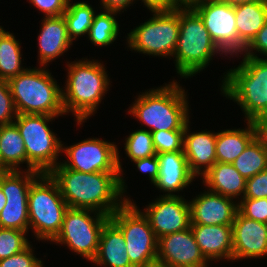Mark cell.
<instances>
[{"mask_svg":"<svg viewBox=\"0 0 267 267\" xmlns=\"http://www.w3.org/2000/svg\"><path fill=\"white\" fill-rule=\"evenodd\" d=\"M142 2L150 11L172 9V0H142Z\"/></svg>","mask_w":267,"mask_h":267,"instance_id":"ee69618b","label":"cell"},{"mask_svg":"<svg viewBox=\"0 0 267 267\" xmlns=\"http://www.w3.org/2000/svg\"><path fill=\"white\" fill-rule=\"evenodd\" d=\"M239 40L247 47L267 21V1L234 6Z\"/></svg>","mask_w":267,"mask_h":267,"instance_id":"484cf974","label":"cell"},{"mask_svg":"<svg viewBox=\"0 0 267 267\" xmlns=\"http://www.w3.org/2000/svg\"><path fill=\"white\" fill-rule=\"evenodd\" d=\"M109 219L110 216L91 209L68 208L61 231L52 242L66 244L70 251L92 262L98 252L102 228Z\"/></svg>","mask_w":267,"mask_h":267,"instance_id":"8fae6325","label":"cell"},{"mask_svg":"<svg viewBox=\"0 0 267 267\" xmlns=\"http://www.w3.org/2000/svg\"><path fill=\"white\" fill-rule=\"evenodd\" d=\"M256 137L253 122L247 121L245 129H226L217 132L216 162L232 164Z\"/></svg>","mask_w":267,"mask_h":267,"instance_id":"d4e9b609","label":"cell"},{"mask_svg":"<svg viewBox=\"0 0 267 267\" xmlns=\"http://www.w3.org/2000/svg\"><path fill=\"white\" fill-rule=\"evenodd\" d=\"M118 12L102 11L95 14L90 26L88 38L95 46H109L119 35V23L115 16Z\"/></svg>","mask_w":267,"mask_h":267,"instance_id":"4dcf8cb0","label":"cell"},{"mask_svg":"<svg viewBox=\"0 0 267 267\" xmlns=\"http://www.w3.org/2000/svg\"><path fill=\"white\" fill-rule=\"evenodd\" d=\"M64 152L68 159L60 163L68 169L84 173L123 172L119 150L114 142L88 138L74 145L62 146Z\"/></svg>","mask_w":267,"mask_h":267,"instance_id":"4fadbf2b","label":"cell"},{"mask_svg":"<svg viewBox=\"0 0 267 267\" xmlns=\"http://www.w3.org/2000/svg\"><path fill=\"white\" fill-rule=\"evenodd\" d=\"M34 250L29 244L24 250L0 260V267H44L43 261L34 256Z\"/></svg>","mask_w":267,"mask_h":267,"instance_id":"8d00e7d4","label":"cell"},{"mask_svg":"<svg viewBox=\"0 0 267 267\" xmlns=\"http://www.w3.org/2000/svg\"><path fill=\"white\" fill-rule=\"evenodd\" d=\"M216 53L223 55L199 14L194 9H179V37L173 55L178 75L185 79L195 76Z\"/></svg>","mask_w":267,"mask_h":267,"instance_id":"8992f818","label":"cell"},{"mask_svg":"<svg viewBox=\"0 0 267 267\" xmlns=\"http://www.w3.org/2000/svg\"><path fill=\"white\" fill-rule=\"evenodd\" d=\"M196 243L207 261H232V225H191Z\"/></svg>","mask_w":267,"mask_h":267,"instance_id":"7402d4cb","label":"cell"},{"mask_svg":"<svg viewBox=\"0 0 267 267\" xmlns=\"http://www.w3.org/2000/svg\"><path fill=\"white\" fill-rule=\"evenodd\" d=\"M0 154L1 172L20 170V164H27L25 144L14 123L0 125Z\"/></svg>","mask_w":267,"mask_h":267,"instance_id":"4316f807","label":"cell"},{"mask_svg":"<svg viewBox=\"0 0 267 267\" xmlns=\"http://www.w3.org/2000/svg\"><path fill=\"white\" fill-rule=\"evenodd\" d=\"M209 0H172V9H194Z\"/></svg>","mask_w":267,"mask_h":267,"instance_id":"f6af8a7d","label":"cell"},{"mask_svg":"<svg viewBox=\"0 0 267 267\" xmlns=\"http://www.w3.org/2000/svg\"><path fill=\"white\" fill-rule=\"evenodd\" d=\"M149 20L128 33V48L151 56L173 57L179 37V9L151 11Z\"/></svg>","mask_w":267,"mask_h":267,"instance_id":"30bf717a","label":"cell"},{"mask_svg":"<svg viewBox=\"0 0 267 267\" xmlns=\"http://www.w3.org/2000/svg\"><path fill=\"white\" fill-rule=\"evenodd\" d=\"M238 202V212L248 219L267 224V198H242Z\"/></svg>","mask_w":267,"mask_h":267,"instance_id":"e575fe53","label":"cell"},{"mask_svg":"<svg viewBox=\"0 0 267 267\" xmlns=\"http://www.w3.org/2000/svg\"><path fill=\"white\" fill-rule=\"evenodd\" d=\"M232 164L245 180L250 179L267 169V150L255 137Z\"/></svg>","mask_w":267,"mask_h":267,"instance_id":"f1b7e54d","label":"cell"},{"mask_svg":"<svg viewBox=\"0 0 267 267\" xmlns=\"http://www.w3.org/2000/svg\"><path fill=\"white\" fill-rule=\"evenodd\" d=\"M9 87L17 114H65L62 89L46 68H27L11 78Z\"/></svg>","mask_w":267,"mask_h":267,"instance_id":"5b68a950","label":"cell"},{"mask_svg":"<svg viewBox=\"0 0 267 267\" xmlns=\"http://www.w3.org/2000/svg\"><path fill=\"white\" fill-rule=\"evenodd\" d=\"M156 156L159 162V175L153 185L161 191L167 192L165 196H176V192L189 187L196 178L190 172L183 151L159 153Z\"/></svg>","mask_w":267,"mask_h":267,"instance_id":"ffe728a7","label":"cell"},{"mask_svg":"<svg viewBox=\"0 0 267 267\" xmlns=\"http://www.w3.org/2000/svg\"><path fill=\"white\" fill-rule=\"evenodd\" d=\"M223 3H227L230 6H238L245 3L258 2V1H267V0H218Z\"/></svg>","mask_w":267,"mask_h":267,"instance_id":"bcb514c9","label":"cell"},{"mask_svg":"<svg viewBox=\"0 0 267 267\" xmlns=\"http://www.w3.org/2000/svg\"><path fill=\"white\" fill-rule=\"evenodd\" d=\"M70 1L68 0L63 16L67 23L68 36L73 42L79 36L88 35L96 13L93 7L84 1L76 3Z\"/></svg>","mask_w":267,"mask_h":267,"instance_id":"f546056e","label":"cell"},{"mask_svg":"<svg viewBox=\"0 0 267 267\" xmlns=\"http://www.w3.org/2000/svg\"><path fill=\"white\" fill-rule=\"evenodd\" d=\"M203 183L210 191L220 195L241 199L245 195L246 180L233 164L216 162L202 177Z\"/></svg>","mask_w":267,"mask_h":267,"instance_id":"cb8c5ba5","label":"cell"},{"mask_svg":"<svg viewBox=\"0 0 267 267\" xmlns=\"http://www.w3.org/2000/svg\"><path fill=\"white\" fill-rule=\"evenodd\" d=\"M133 200H126L110 220L121 230L126 251L134 267H145L157 260L158 238L149 219Z\"/></svg>","mask_w":267,"mask_h":267,"instance_id":"9c48e42d","label":"cell"},{"mask_svg":"<svg viewBox=\"0 0 267 267\" xmlns=\"http://www.w3.org/2000/svg\"><path fill=\"white\" fill-rule=\"evenodd\" d=\"M145 267H170L169 265L165 264V263H162L158 260L154 261V262H151L149 263L147 266Z\"/></svg>","mask_w":267,"mask_h":267,"instance_id":"7dc6e473","label":"cell"},{"mask_svg":"<svg viewBox=\"0 0 267 267\" xmlns=\"http://www.w3.org/2000/svg\"><path fill=\"white\" fill-rule=\"evenodd\" d=\"M124 150L131 162L150 156H155L152 134L147 129H139L129 134L125 139Z\"/></svg>","mask_w":267,"mask_h":267,"instance_id":"1f68e13d","label":"cell"},{"mask_svg":"<svg viewBox=\"0 0 267 267\" xmlns=\"http://www.w3.org/2000/svg\"><path fill=\"white\" fill-rule=\"evenodd\" d=\"M68 208L56 181L49 173H41L28 193L29 229L38 241L52 242L57 237Z\"/></svg>","mask_w":267,"mask_h":267,"instance_id":"52a82bcc","label":"cell"},{"mask_svg":"<svg viewBox=\"0 0 267 267\" xmlns=\"http://www.w3.org/2000/svg\"><path fill=\"white\" fill-rule=\"evenodd\" d=\"M55 117L58 116L17 114L13 123L25 144L28 168L25 170L49 173L61 162L57 160L64 144L47 125Z\"/></svg>","mask_w":267,"mask_h":267,"instance_id":"ba28073f","label":"cell"},{"mask_svg":"<svg viewBox=\"0 0 267 267\" xmlns=\"http://www.w3.org/2000/svg\"><path fill=\"white\" fill-rule=\"evenodd\" d=\"M137 170L142 173H148L149 180L152 184L156 182L159 175V162L157 156H150L143 159L133 161Z\"/></svg>","mask_w":267,"mask_h":267,"instance_id":"60d3db41","label":"cell"},{"mask_svg":"<svg viewBox=\"0 0 267 267\" xmlns=\"http://www.w3.org/2000/svg\"><path fill=\"white\" fill-rule=\"evenodd\" d=\"M49 174L69 208L91 209L111 216L126 200H130L124 195L126 180L120 172L84 173L59 163Z\"/></svg>","mask_w":267,"mask_h":267,"instance_id":"6da1fadb","label":"cell"},{"mask_svg":"<svg viewBox=\"0 0 267 267\" xmlns=\"http://www.w3.org/2000/svg\"><path fill=\"white\" fill-rule=\"evenodd\" d=\"M243 198H267V169L246 180Z\"/></svg>","mask_w":267,"mask_h":267,"instance_id":"74e56055","label":"cell"},{"mask_svg":"<svg viewBox=\"0 0 267 267\" xmlns=\"http://www.w3.org/2000/svg\"><path fill=\"white\" fill-rule=\"evenodd\" d=\"M194 10L203 20L212 41L225 56L243 54L246 46L238 37L234 6L218 0H209L196 6Z\"/></svg>","mask_w":267,"mask_h":267,"instance_id":"5bb4252c","label":"cell"},{"mask_svg":"<svg viewBox=\"0 0 267 267\" xmlns=\"http://www.w3.org/2000/svg\"><path fill=\"white\" fill-rule=\"evenodd\" d=\"M5 204H6V197H5V195L3 194V191L0 188V212L2 211L3 207L5 206Z\"/></svg>","mask_w":267,"mask_h":267,"instance_id":"c3c4849f","label":"cell"},{"mask_svg":"<svg viewBox=\"0 0 267 267\" xmlns=\"http://www.w3.org/2000/svg\"><path fill=\"white\" fill-rule=\"evenodd\" d=\"M189 123L185 125L183 152L190 172L195 177H202L216 163L217 132L203 130L189 133Z\"/></svg>","mask_w":267,"mask_h":267,"instance_id":"d6986e66","label":"cell"},{"mask_svg":"<svg viewBox=\"0 0 267 267\" xmlns=\"http://www.w3.org/2000/svg\"><path fill=\"white\" fill-rule=\"evenodd\" d=\"M253 124L256 131V138L267 150V116L258 117L253 121Z\"/></svg>","mask_w":267,"mask_h":267,"instance_id":"b9f144b4","label":"cell"},{"mask_svg":"<svg viewBox=\"0 0 267 267\" xmlns=\"http://www.w3.org/2000/svg\"><path fill=\"white\" fill-rule=\"evenodd\" d=\"M26 234L23 230L0 228V260L24 250L30 244Z\"/></svg>","mask_w":267,"mask_h":267,"instance_id":"d6a6232c","label":"cell"},{"mask_svg":"<svg viewBox=\"0 0 267 267\" xmlns=\"http://www.w3.org/2000/svg\"><path fill=\"white\" fill-rule=\"evenodd\" d=\"M101 8L104 11H115L120 13L122 10L129 8L130 4L132 5L135 0H100Z\"/></svg>","mask_w":267,"mask_h":267,"instance_id":"7bdbcfd3","label":"cell"},{"mask_svg":"<svg viewBox=\"0 0 267 267\" xmlns=\"http://www.w3.org/2000/svg\"><path fill=\"white\" fill-rule=\"evenodd\" d=\"M156 199L143 209V213L149 219L151 228L158 239L190 228V206L182 195L165 196L163 194Z\"/></svg>","mask_w":267,"mask_h":267,"instance_id":"9a60e30c","label":"cell"},{"mask_svg":"<svg viewBox=\"0 0 267 267\" xmlns=\"http://www.w3.org/2000/svg\"><path fill=\"white\" fill-rule=\"evenodd\" d=\"M257 52L267 58V21L257 33L255 38L251 41V43L246 47L245 51L243 52V56L258 58L256 54Z\"/></svg>","mask_w":267,"mask_h":267,"instance_id":"ab89813d","label":"cell"},{"mask_svg":"<svg viewBox=\"0 0 267 267\" xmlns=\"http://www.w3.org/2000/svg\"><path fill=\"white\" fill-rule=\"evenodd\" d=\"M187 91L173 80L138 95L128 113L146 124L150 132L185 130L189 122Z\"/></svg>","mask_w":267,"mask_h":267,"instance_id":"3957f363","label":"cell"},{"mask_svg":"<svg viewBox=\"0 0 267 267\" xmlns=\"http://www.w3.org/2000/svg\"><path fill=\"white\" fill-rule=\"evenodd\" d=\"M67 62V80L62 90L65 114H74L77 124L81 125L96 113L98 105L109 89L110 79L105 65L98 60Z\"/></svg>","mask_w":267,"mask_h":267,"instance_id":"7a4b0ae2","label":"cell"},{"mask_svg":"<svg viewBox=\"0 0 267 267\" xmlns=\"http://www.w3.org/2000/svg\"><path fill=\"white\" fill-rule=\"evenodd\" d=\"M188 201L191 225H232L238 212V202L210 190Z\"/></svg>","mask_w":267,"mask_h":267,"instance_id":"e0dca14e","label":"cell"},{"mask_svg":"<svg viewBox=\"0 0 267 267\" xmlns=\"http://www.w3.org/2000/svg\"><path fill=\"white\" fill-rule=\"evenodd\" d=\"M92 263L103 267H134L121 230L109 219L102 228L98 252Z\"/></svg>","mask_w":267,"mask_h":267,"instance_id":"603a6c76","label":"cell"},{"mask_svg":"<svg viewBox=\"0 0 267 267\" xmlns=\"http://www.w3.org/2000/svg\"><path fill=\"white\" fill-rule=\"evenodd\" d=\"M44 17L61 16L66 11L68 0H29Z\"/></svg>","mask_w":267,"mask_h":267,"instance_id":"f35d334b","label":"cell"},{"mask_svg":"<svg viewBox=\"0 0 267 267\" xmlns=\"http://www.w3.org/2000/svg\"><path fill=\"white\" fill-rule=\"evenodd\" d=\"M232 260L267 256V224L237 212L232 224Z\"/></svg>","mask_w":267,"mask_h":267,"instance_id":"ac0fdd59","label":"cell"},{"mask_svg":"<svg viewBox=\"0 0 267 267\" xmlns=\"http://www.w3.org/2000/svg\"><path fill=\"white\" fill-rule=\"evenodd\" d=\"M14 170L0 172V188L6 204L0 212V228L29 232L28 193L39 171Z\"/></svg>","mask_w":267,"mask_h":267,"instance_id":"7c38bea8","label":"cell"},{"mask_svg":"<svg viewBox=\"0 0 267 267\" xmlns=\"http://www.w3.org/2000/svg\"><path fill=\"white\" fill-rule=\"evenodd\" d=\"M16 116L9 83L0 79V125L12 124Z\"/></svg>","mask_w":267,"mask_h":267,"instance_id":"d590c367","label":"cell"},{"mask_svg":"<svg viewBox=\"0 0 267 267\" xmlns=\"http://www.w3.org/2000/svg\"><path fill=\"white\" fill-rule=\"evenodd\" d=\"M156 154L183 151L184 130L151 132Z\"/></svg>","mask_w":267,"mask_h":267,"instance_id":"836d02e7","label":"cell"},{"mask_svg":"<svg viewBox=\"0 0 267 267\" xmlns=\"http://www.w3.org/2000/svg\"><path fill=\"white\" fill-rule=\"evenodd\" d=\"M0 172H1V154H0Z\"/></svg>","mask_w":267,"mask_h":267,"instance_id":"681fc988","label":"cell"},{"mask_svg":"<svg viewBox=\"0 0 267 267\" xmlns=\"http://www.w3.org/2000/svg\"><path fill=\"white\" fill-rule=\"evenodd\" d=\"M22 54L19 40L2 29L0 32V79L9 81L27 68L22 66Z\"/></svg>","mask_w":267,"mask_h":267,"instance_id":"83f0119b","label":"cell"},{"mask_svg":"<svg viewBox=\"0 0 267 267\" xmlns=\"http://www.w3.org/2000/svg\"><path fill=\"white\" fill-rule=\"evenodd\" d=\"M157 260L170 267H208L191 227L158 239Z\"/></svg>","mask_w":267,"mask_h":267,"instance_id":"2e32d148","label":"cell"},{"mask_svg":"<svg viewBox=\"0 0 267 267\" xmlns=\"http://www.w3.org/2000/svg\"><path fill=\"white\" fill-rule=\"evenodd\" d=\"M238 67L225 72L220 90L236 102L245 120L267 116V58L243 57Z\"/></svg>","mask_w":267,"mask_h":267,"instance_id":"277c9868","label":"cell"},{"mask_svg":"<svg viewBox=\"0 0 267 267\" xmlns=\"http://www.w3.org/2000/svg\"><path fill=\"white\" fill-rule=\"evenodd\" d=\"M43 18L38 35V60L40 66L47 68L48 63L62 56L73 43L68 36L67 23L63 15Z\"/></svg>","mask_w":267,"mask_h":267,"instance_id":"44dd1931","label":"cell"}]
</instances>
